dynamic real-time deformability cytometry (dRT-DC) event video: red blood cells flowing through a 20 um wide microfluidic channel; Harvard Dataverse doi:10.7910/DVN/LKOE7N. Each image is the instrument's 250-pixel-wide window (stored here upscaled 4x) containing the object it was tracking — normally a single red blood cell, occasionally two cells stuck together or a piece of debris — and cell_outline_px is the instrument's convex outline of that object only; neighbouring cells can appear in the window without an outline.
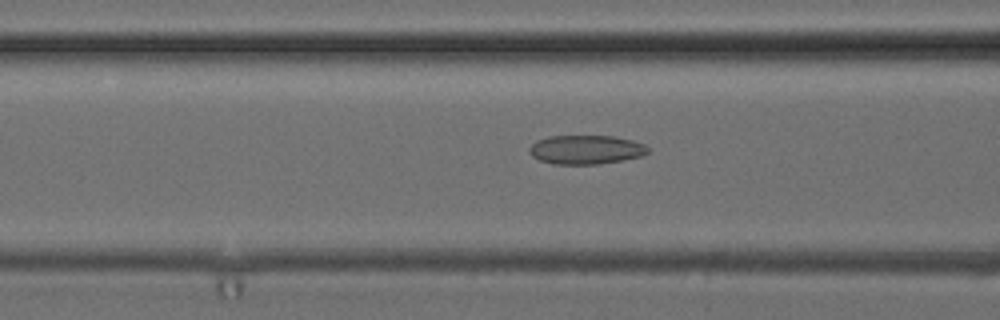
{"species": "common noctule bat (a hibernating species)", "species_latin": "Nyctalus noctula", "temperature_condition": "cold", "stored_images_in_passage": 52, "camera_frame_rate_fps": 3000, "um_per_image_px": 0.085, "animal": {"sex": "female", "body_mass_g": 24.6, "forearm_length_mm": 56.2}, "frame": {"image": 1, "passage_image": 21, "time_ms": 6.667, "image_size_px": [1000, 320], "cell_outline_px": [[648, 152], [640, 156], [620, 160], [596, 164], [552, 164], [540, 160], [532, 156], [528, 152], [528, 148], [536, 140], [548, 136], [612, 136], [632, 140], [644, 144], [648, 148]], "centroid_in_image_um": [49.75, 12.71], "position_along_channel_um": 116.9, "area_um2": 19.94}}
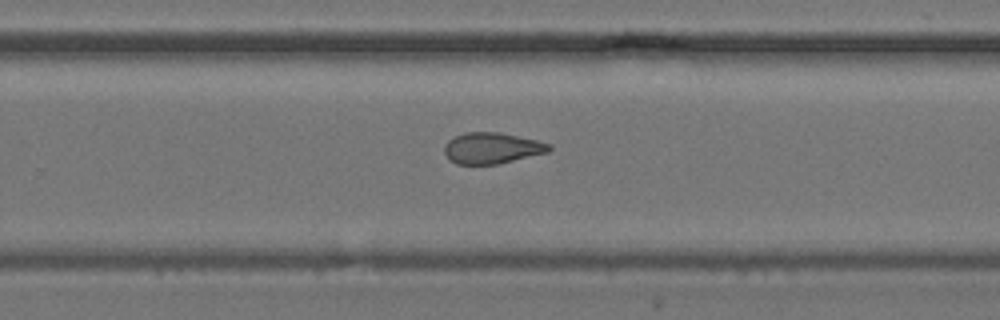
{"frame": {"image": 2, "passage_image": 34, "time_ms": 11.0, "image_size_px": [1000, 320], "cell_outline_px": [[552, 148], [548, 152], [496, 164], [456, 164], [448, 160], [444, 152], [444, 144], [448, 140], [464, 132], [500, 132], [536, 140], [552, 144]], "centroid_in_image_um": [41.78, 12.58], "position_along_channel_um": 288.0, "area_um2": 19.02}}
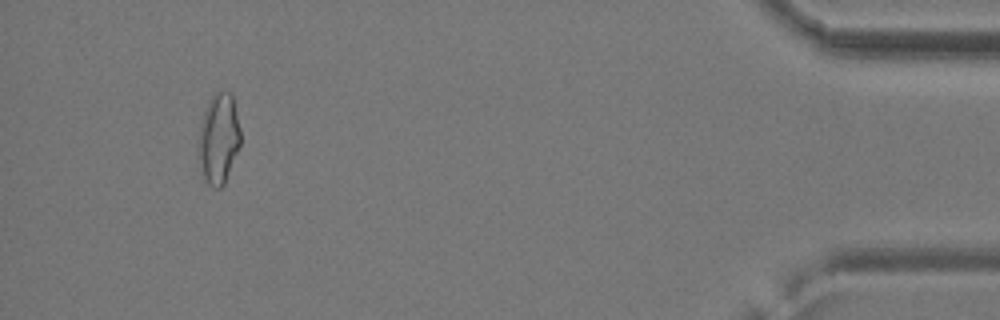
{"frame": {"image": 3, "passage_image": 49, "time_ms": 16.0, "image_size_px": [1000, 320], "cell_outline_px": [[240, 144], [224, 184], [220, 188], [216, 188], [208, 184], [204, 180], [196, 152], [196, 148], [200, 124], [208, 100], [216, 92], [232, 92], [240, 128]], "centroid_in_image_um": [18.55, 11.78], "position_along_channel_um": 416.6, "area_um2": 22.43}, "authors_computed_cell_mechanics": {"area_um2": 20.1433, "velocity_mm_per_s": 3.9668, "shape_relaxation_time_tau1_ms": null, "shape_relaxation_time_tau2_ms": 3.0282, "deformation_change_tau1": null, "deformation_change_tau2": 0.1085}}